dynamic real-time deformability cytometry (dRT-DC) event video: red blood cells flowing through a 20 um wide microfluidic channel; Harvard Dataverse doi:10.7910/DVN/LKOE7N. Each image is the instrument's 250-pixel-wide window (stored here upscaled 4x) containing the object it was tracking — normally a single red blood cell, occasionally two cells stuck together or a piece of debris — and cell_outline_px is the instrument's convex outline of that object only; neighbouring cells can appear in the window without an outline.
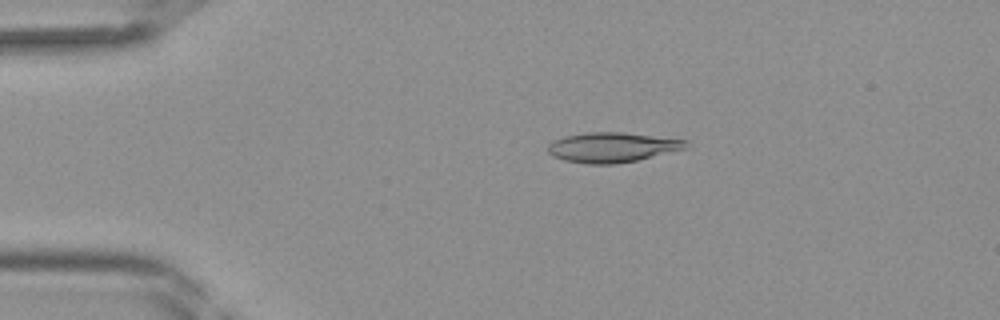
{"species": "Egyptian fruit bat (a non-hibernating species)", "species_latin": "Rousettus aegyptiacus", "temperature_condition": "room temperature", "stored_images_in_passage": 40, "camera_frame_rate_fps": 3000, "um_per_image_px": 0.085, "frame": {"image": 1, "passage_image": 7, "time_ms": 2.0, "image_size_px": [1000, 320], "cell_outline_px": [[688, 148], [636, 160], [616, 164], [588, 164], [564, 160], [552, 156], [548, 152], [548, 144], [552, 140], [564, 136], [588, 132], [624, 132], [688, 140]], "centroid_in_image_um": [52.02, 12.51], "position_along_channel_um": 33.0, "area_um2": 24.16}}
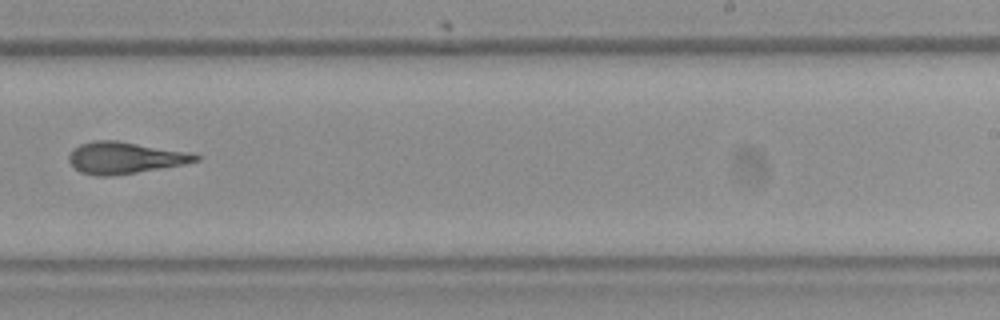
{"frame": {"image": 2, "passage_image": 25, "time_ms": 8.0, "image_size_px": [1000, 320], "cell_outline_px": [[200, 160], [184, 164], [112, 176], [96, 176], [80, 172], [68, 160], [68, 156], [72, 148], [80, 144], [96, 140], [116, 140], [196, 152], [200, 156]], "centroid_in_image_um": [10.65, 13.39], "position_along_channel_um": 278.3, "area_um2": 23.7}}
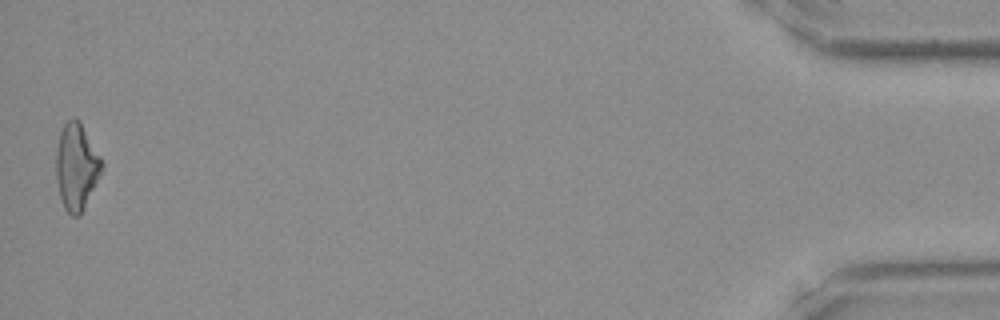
{"frame": {"image": 3, "passage_image": 40, "time_ms": 13.0, "image_size_px": [1000, 320], "cell_outline_px": [[104, 164], [100, 176], [80, 216], [72, 216], [64, 208], [60, 196], [56, 176], [56, 148], [60, 132], [64, 124], [72, 116], [76, 116], [80, 120], [100, 156]], "centroid_in_image_um": [6.5, 14.14], "position_along_channel_um": 428.7, "area_um2": 23.18}}